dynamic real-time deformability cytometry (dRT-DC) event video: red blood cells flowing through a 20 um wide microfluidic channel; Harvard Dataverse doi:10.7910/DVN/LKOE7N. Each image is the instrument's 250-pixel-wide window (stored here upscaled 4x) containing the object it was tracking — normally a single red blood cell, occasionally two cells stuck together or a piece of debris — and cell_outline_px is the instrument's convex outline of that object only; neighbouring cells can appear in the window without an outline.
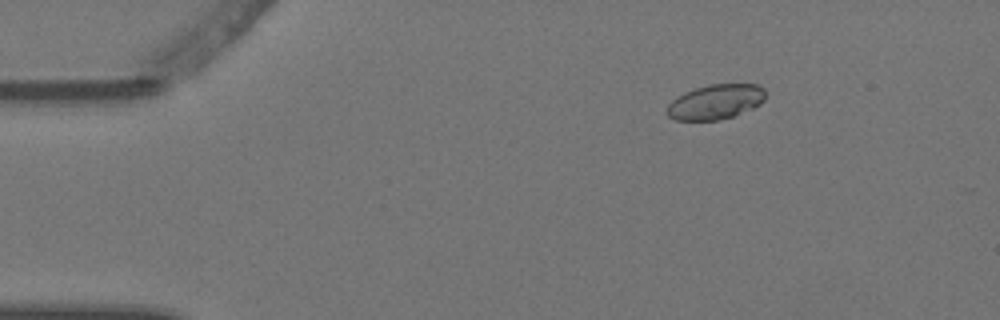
{"species": "Egyptian fruit bat (a non-hibernating species)", "species_latin": "Rousettus aegyptiacus", "temperature_condition": "warm", "stored_images_in_passage": 3, "camera_frame_rate_fps": 3000, "um_per_image_px": 0.085, "animal": {"sex": "female"}, "frame": {"image": 1, "passage_image": 1, "time_ms": 0.0, "image_size_px": [1000, 320], "cell_outline_px": [[764, 100], [760, 104], [752, 108], [732, 116], [720, 120], [676, 120], [668, 116], [664, 112], [668, 104], [676, 96], [684, 92], [708, 84], [760, 84], [764, 88]], "centroid_in_image_um": [60.78, 8.65], "position_along_channel_um": 24.2, "area_um2": 20.11}}
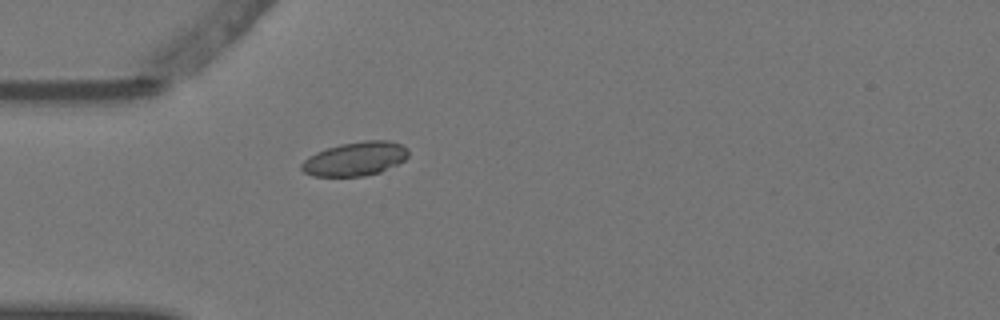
{"frame": {"image": 2, "passage_image": 3, "time_ms": 0.667, "image_size_px": [1000, 320], "cell_outline_px": [[408, 156], [404, 160], [380, 172], [364, 176], [312, 176], [304, 172], [300, 168], [300, 164], [308, 156], [316, 152], [340, 144], [364, 140], [388, 140], [400, 144], [408, 148]], "centroid_in_image_um": [30.17, 13.5], "position_along_channel_um": 54.8, "area_um2": 21.1}}